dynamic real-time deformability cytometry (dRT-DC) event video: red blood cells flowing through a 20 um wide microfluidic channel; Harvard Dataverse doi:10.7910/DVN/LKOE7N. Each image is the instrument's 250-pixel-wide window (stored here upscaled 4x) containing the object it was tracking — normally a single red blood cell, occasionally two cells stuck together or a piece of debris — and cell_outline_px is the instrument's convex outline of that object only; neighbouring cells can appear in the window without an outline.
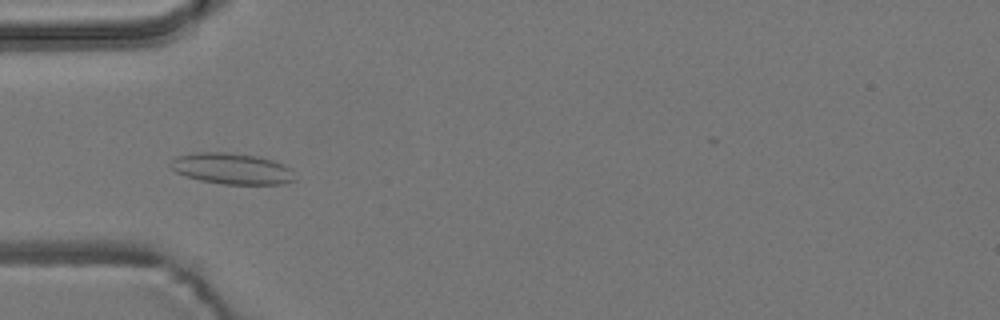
{"species": "common noctule bat (a hibernating species)", "species_latin": "Nyctalus noctula", "temperature_condition": "room temperature", "stored_images_in_passage": 5, "camera_frame_rate_fps": 3000, "um_per_image_px": 0.085, "animal": {"sex": "male", "body_mass_g": 19.2, "forearm_length_mm": 51.8}, "frame": {"image": 1, "passage_image": 4, "time_ms": 4.0, "image_size_px": [1000, 320], "cell_outline_px": [[296, 180], [280, 184], [224, 184], [200, 180], [176, 172], [172, 168], [172, 160], [176, 156], [192, 152], [224, 152], [256, 156], [272, 160], [292, 168]], "centroid_in_image_um": [19.74, 14.33], "position_along_channel_um": 65.3, "area_um2": 22.37}}
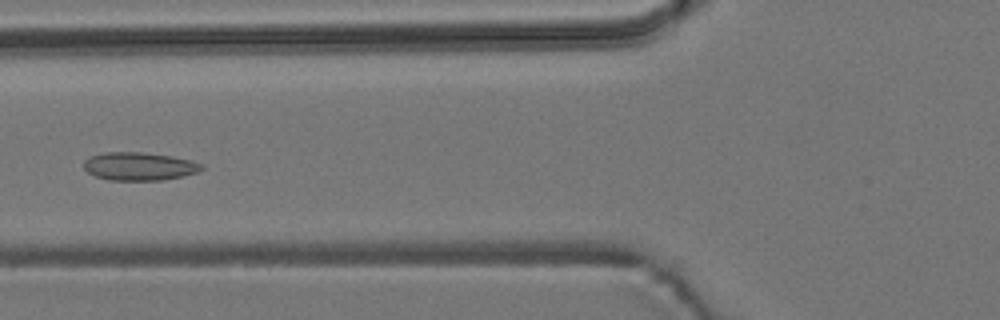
{"frame": {"image": 2, "passage_image": 5, "time_ms": 5.333, "image_size_px": [1000, 320], "cell_outline_px": [[204, 168], [196, 172], [180, 176], [160, 180], [108, 180], [96, 176], [88, 172], [84, 168], [84, 160], [88, 156], [104, 152], [140, 152], [172, 156], [192, 160], [204, 164]], "centroid_in_image_um": [11.81, 14.12], "position_along_channel_um": 114.0, "area_um2": 19.31}}